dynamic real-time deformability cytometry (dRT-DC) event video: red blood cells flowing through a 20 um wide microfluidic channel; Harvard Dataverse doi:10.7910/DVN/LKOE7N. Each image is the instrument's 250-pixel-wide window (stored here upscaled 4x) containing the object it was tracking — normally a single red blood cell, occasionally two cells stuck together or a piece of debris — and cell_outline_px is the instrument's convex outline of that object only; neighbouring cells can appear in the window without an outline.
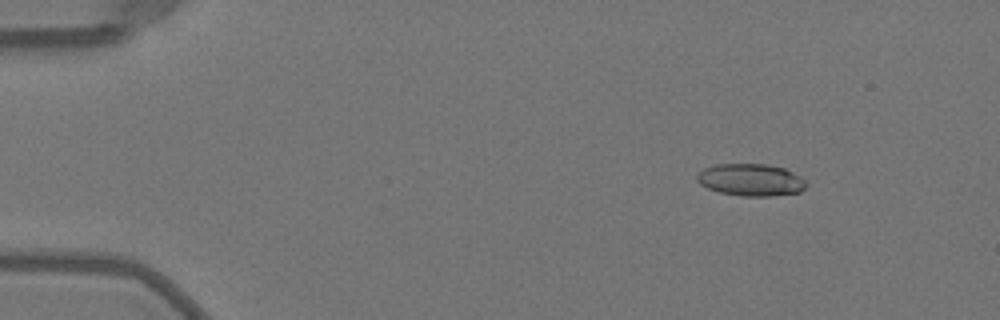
{"species": "Egyptian fruit bat (a non-hibernating species)", "species_latin": "Rousettus aegyptiacus", "temperature_condition": "warm", "stored_images_in_passage": 45, "camera_frame_rate_fps": 3000, "um_per_image_px": 0.085, "animal": {"sex": "female"}, "frame": {"image": 1, "passage_image": 1, "time_ms": 0.0, "image_size_px": [1000, 320], "cell_outline_px": [[808, 184], [800, 192], [772, 196], [740, 196], [720, 192], [708, 188], [700, 184], [696, 180], [696, 176], [704, 168], [716, 164], [764, 164], [784, 168], [800, 176]], "centroid_in_image_um": [63.82, 15.29], "position_along_channel_um": 21.2, "area_um2": 20.46}}
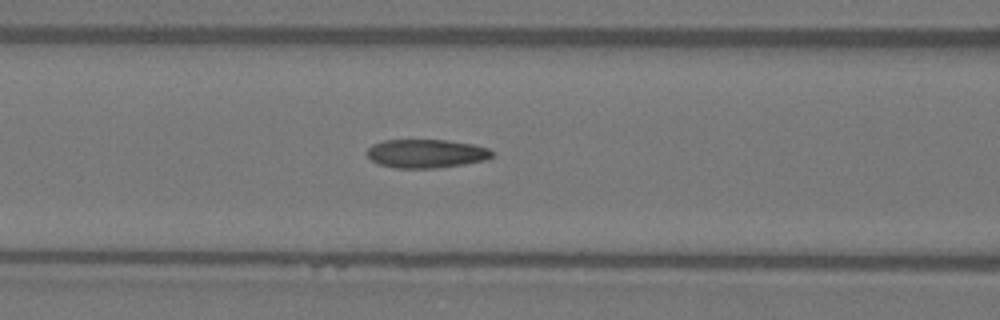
{"frame": {"image": 2, "passage_image": 16, "time_ms": 5.0, "image_size_px": [1000, 320], "cell_outline_px": [[492, 156], [488, 160], [464, 164], [436, 168], [396, 168], [380, 164], [372, 160], [364, 152], [372, 144], [384, 140], [448, 140], [476, 144], [488, 148], [492, 152]], "centroid_in_image_um": [36.24, 13.05], "position_along_channel_um": 130.4, "area_um2": 21.04}}
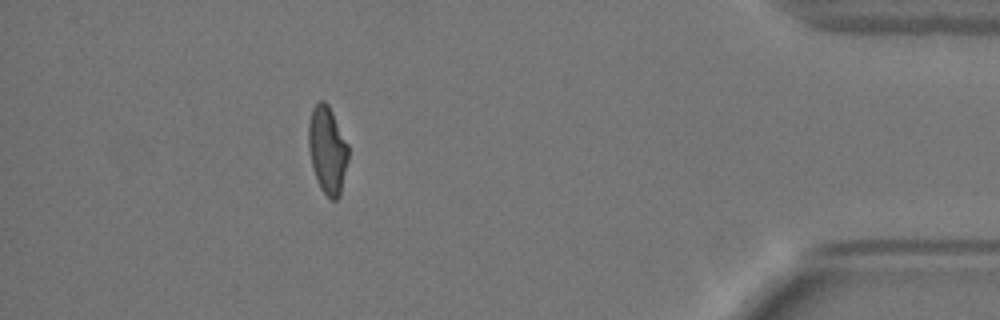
{"frame": {"image": 3, "passage_image": 40, "time_ms": 13.0, "image_size_px": [1000, 320], "cell_outline_px": [[348, 160], [340, 196], [336, 200], [332, 200], [320, 188], [312, 164], [308, 148], [308, 120], [312, 108], [320, 100], [324, 100], [328, 104], [348, 144]], "centroid_in_image_um": [27.82, 12.72], "position_along_channel_um": 407.4, "area_um2": 20.23}, "authors_computed_cell_mechanics": {"area_um2": 20.8658, "velocity_mm_per_s": 4.0507, "shape_relaxation_time_tau1_ms": 11.0947, "shape_relaxation_time_tau2_ms": 2.0306, "deformation_change_tau1": 0.295, "deformation_change_tau2": 0.0817}}